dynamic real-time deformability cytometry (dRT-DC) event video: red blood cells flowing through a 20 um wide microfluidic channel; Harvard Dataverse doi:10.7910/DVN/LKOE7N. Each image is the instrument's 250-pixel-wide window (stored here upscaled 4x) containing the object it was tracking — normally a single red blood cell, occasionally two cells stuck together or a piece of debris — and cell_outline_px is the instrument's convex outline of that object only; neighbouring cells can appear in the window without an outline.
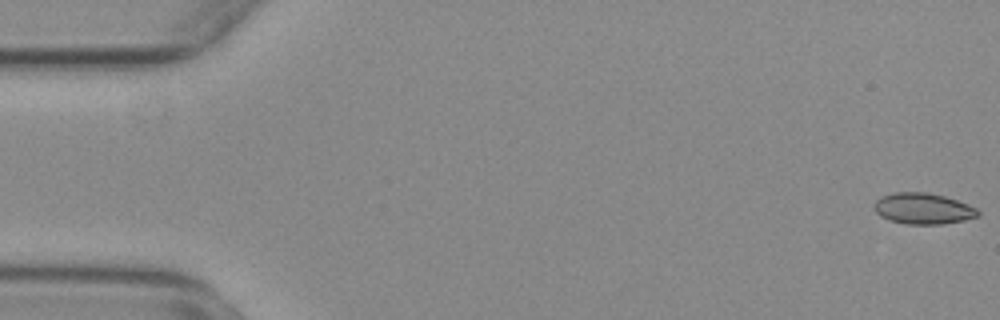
{"species": "common noctule bat (a hibernating species)", "species_latin": "Nyctalus noctula", "temperature_condition": "warm", "stored_images_in_passage": 55, "camera_frame_rate_fps": 3000, "um_per_image_px": 0.085, "animal": {"sex": "female", "body_mass_g": 29.2, "forearm_length_mm": 56.3}, "frame": {"image": 1, "passage_image": 1, "time_ms": 0.0, "image_size_px": [1000, 320], "cell_outline_px": [[980, 216], [964, 220], [944, 224], [904, 224], [888, 220], [880, 216], [876, 212], [872, 204], [880, 196], [892, 192], [928, 192], [944, 196], [968, 204], [976, 208], [980, 212]], "centroid_in_image_um": [78.43, 17.73], "position_along_channel_um": 6.6, "area_um2": 19.07}}
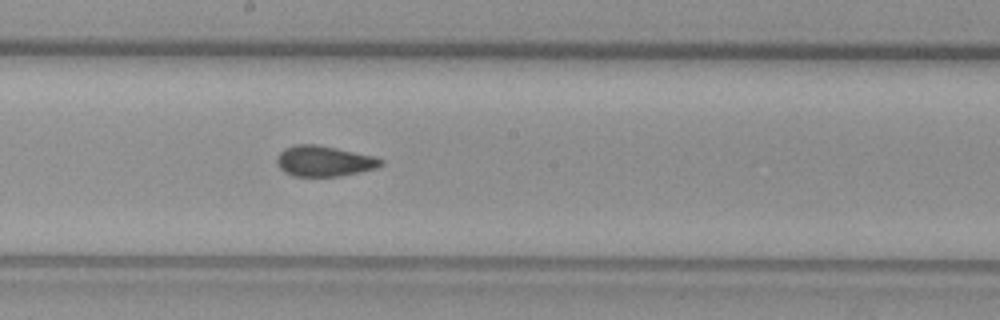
{"frame": {"image": 2, "passage_image": 30, "time_ms": 9.667, "image_size_px": [1000, 320], "cell_outline_px": [[384, 164], [376, 168], [360, 172], [340, 176], [292, 176], [284, 172], [276, 164], [276, 156], [284, 148], [296, 144], [316, 144], [372, 156], [384, 160]], "centroid_in_image_um": [27.51, 13.7], "position_along_channel_um": 220.7, "area_um2": 18.55}}
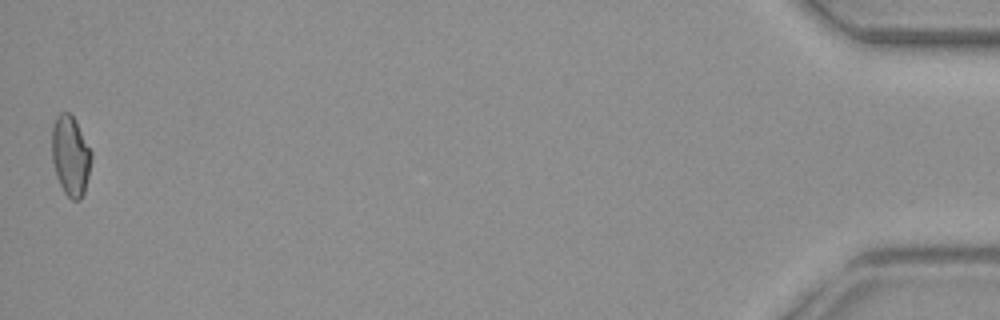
{"frame": {"image": 3, "passage_image": 55, "time_ms": 18.0, "image_size_px": [1000, 320], "cell_outline_px": [[92, 156], [88, 176], [84, 192], [80, 200], [72, 200], [64, 192], [56, 176], [52, 160], [52, 128], [56, 116], [60, 112], [68, 112], [76, 120], [92, 152]], "centroid_in_image_um": [5.99, 13.22], "position_along_channel_um": 429.2, "area_um2": 18.44}, "authors_computed_cell_mechanics": {"area_um2": 18.6116, "velocity_mm_per_s": 3.7553, "shape_relaxation_time_tau1_ms": null, "shape_relaxation_time_tau2_ms": 1.3776, "deformation_change_tau1": null, "deformation_change_tau2": 0.058}}